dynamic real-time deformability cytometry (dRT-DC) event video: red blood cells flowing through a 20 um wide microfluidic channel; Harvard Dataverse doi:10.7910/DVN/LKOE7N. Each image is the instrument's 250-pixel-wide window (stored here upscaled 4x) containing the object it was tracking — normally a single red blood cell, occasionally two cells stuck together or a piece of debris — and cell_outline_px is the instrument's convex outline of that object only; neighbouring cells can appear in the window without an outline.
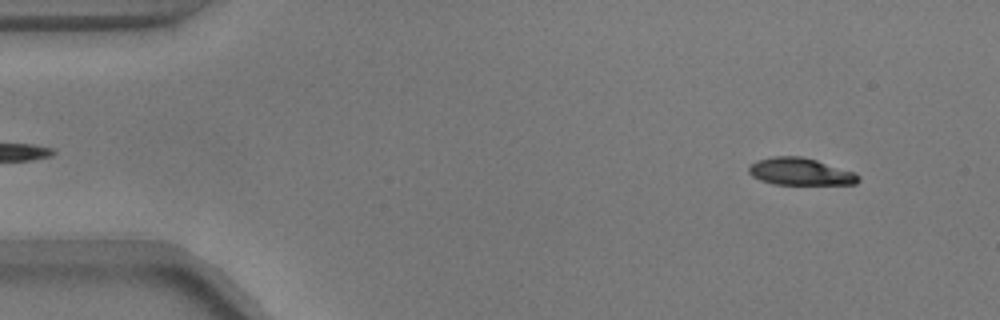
{"species": "common noctule bat (a hibernating species)", "species_latin": "Nyctalus noctula", "temperature_condition": "warm", "stored_images_in_passage": 54, "camera_frame_rate_fps": 3000, "um_per_image_px": 0.085, "animal": {"sex": "male", "body_mass_g": 17.9}, "frame": {"image": 1, "passage_image": 5, "time_ms": 1.333, "image_size_px": [1000, 320], "cell_outline_px": [[860, 180], [856, 184], [772, 184], [760, 180], [752, 176], [748, 172], [748, 168], [756, 160], [772, 156], [800, 156], [816, 160], [856, 172], [860, 176]], "centroid_in_image_um": [68.03, 14.59], "position_along_channel_um": 17.0, "area_um2": 17.46}}
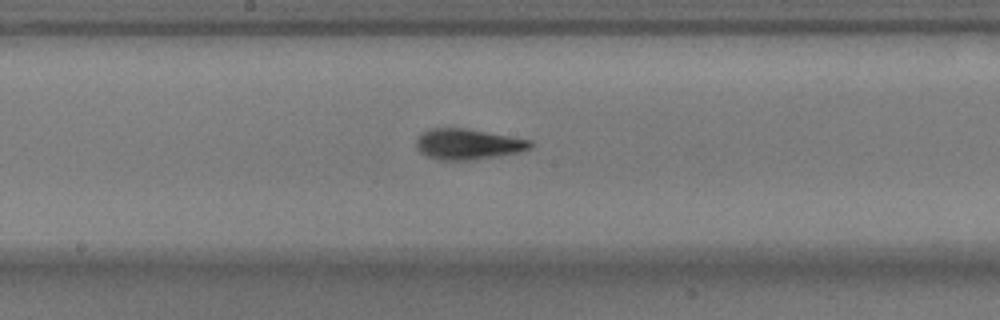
{"frame": {"image": 2, "passage_image": 28, "time_ms": 9.0, "image_size_px": [1000, 320], "cell_outline_px": [[532, 148], [516, 152], [468, 160], [440, 160], [428, 156], [420, 152], [416, 148], [416, 140], [428, 128], [464, 128], [532, 140]], "centroid_in_image_um": [39.74, 12.24], "position_along_channel_um": 208.5, "area_um2": 20.0}}
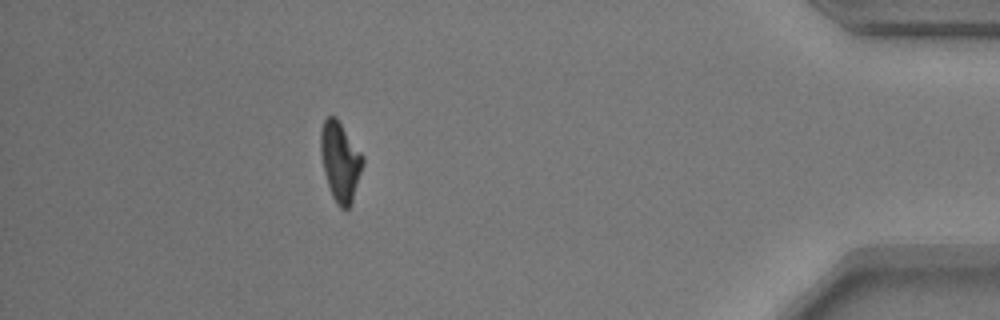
{"frame": {"image": 3, "passage_image": 48, "time_ms": 15.667, "image_size_px": [1000, 320], "cell_outline_px": [[364, 164], [352, 200], [348, 208], [340, 208], [336, 204], [332, 196], [324, 172], [320, 152], [320, 132], [324, 120], [328, 116], [336, 116], [364, 156]], "centroid_in_image_um": [28.92, 13.7], "position_along_channel_um": 406.3, "area_um2": 19.48}}